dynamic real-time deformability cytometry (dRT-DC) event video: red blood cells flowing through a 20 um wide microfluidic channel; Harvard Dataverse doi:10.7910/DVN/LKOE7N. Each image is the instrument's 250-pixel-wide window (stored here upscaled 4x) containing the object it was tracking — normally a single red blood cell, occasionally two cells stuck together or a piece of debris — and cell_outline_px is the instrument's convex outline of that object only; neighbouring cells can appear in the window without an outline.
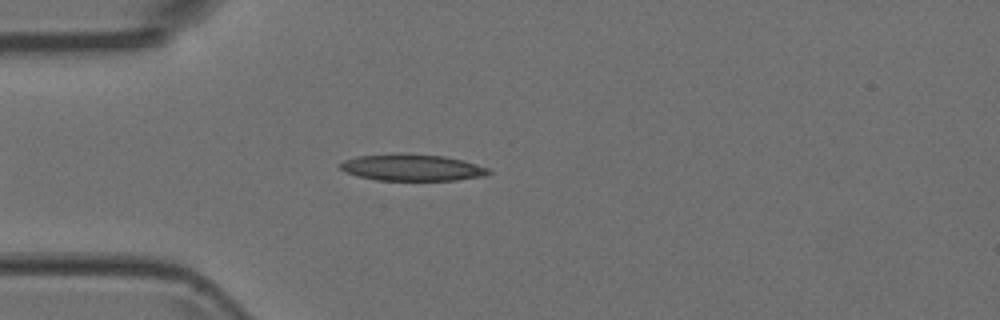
{"species": "Egyptian fruit bat (a non-hibernating species)", "species_latin": "Rousettus aegyptiacus", "temperature_condition": "room temperature", "stored_images_in_passage": 4, "camera_frame_rate_fps": 3000, "um_per_image_px": 0.085, "animal": {"sex": "female"}, "frame": {"image": 1, "passage_image": 4, "time_ms": 1.0, "image_size_px": [1000, 320], "cell_outline_px": [[492, 172], [484, 176], [456, 180], [376, 180], [344, 172], [340, 168], [340, 164], [344, 160], [360, 156], [400, 152], [444, 156], [464, 160], [492, 168]], "centroid_in_image_um": [35.08, 14.23], "position_along_channel_um": 49.9, "area_um2": 23.29}}